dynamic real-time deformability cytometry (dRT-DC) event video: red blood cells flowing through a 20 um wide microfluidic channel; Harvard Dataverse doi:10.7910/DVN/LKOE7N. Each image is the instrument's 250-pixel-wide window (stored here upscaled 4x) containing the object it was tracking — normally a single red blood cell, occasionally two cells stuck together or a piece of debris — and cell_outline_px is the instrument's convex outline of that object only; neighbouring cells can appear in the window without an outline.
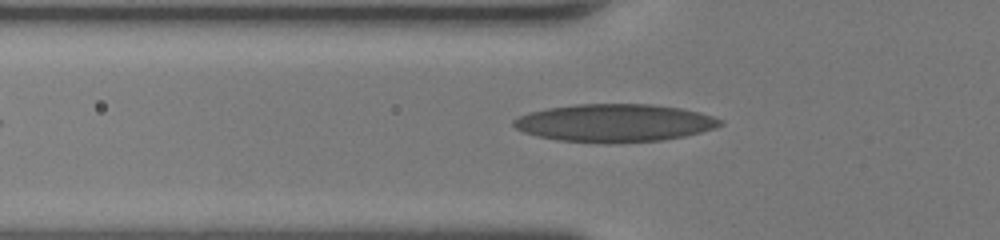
{"species": "human", "species_latin": "Homo sapiens", "temperature_condition": "room temperature", "stored_images_in_passage": 29, "camera_frame_rate_fps": 3000, "um_per_image_px": 0.085, "donor": {"sex": "female"}, "frame": {"image": 1, "passage_image": 2, "time_ms": 0.333, "image_size_px": [1000, 240], "cell_outline_px": [[724, 124], [716, 128], [684, 136], [664, 140], [620, 144], [604, 144], [556, 140], [536, 136], [524, 132], [516, 128], [512, 124], [512, 120], [516, 116], [528, 112], [548, 108], [572, 104], [652, 104], [680, 108], [700, 112], [724, 120]], "centroid_in_image_um": [52.22, 10.46], "position_along_channel_um": 73.6, "area_um2": 46.36}}
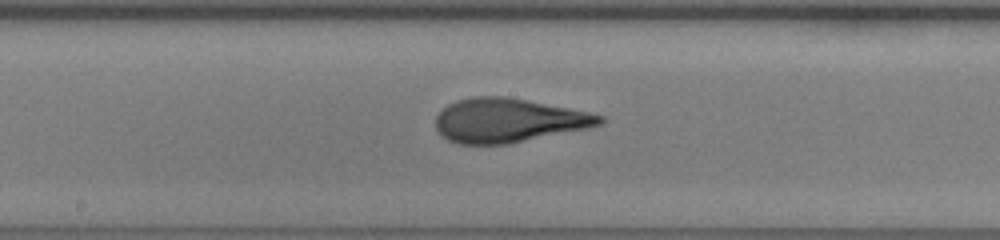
{"frame": {"image": 2, "passage_image": 11, "time_ms": 3.333, "image_size_px": [1000, 240], "cell_outline_px": [[604, 120], [600, 124], [588, 128], [508, 144], [456, 144], [448, 140], [436, 132], [436, 116], [448, 104], [456, 100], [472, 96], [504, 96], [528, 100], [588, 112], [604, 116]], "centroid_in_image_um": [43.16, 10.23], "position_along_channel_um": 205.0, "area_um2": 42.08}}
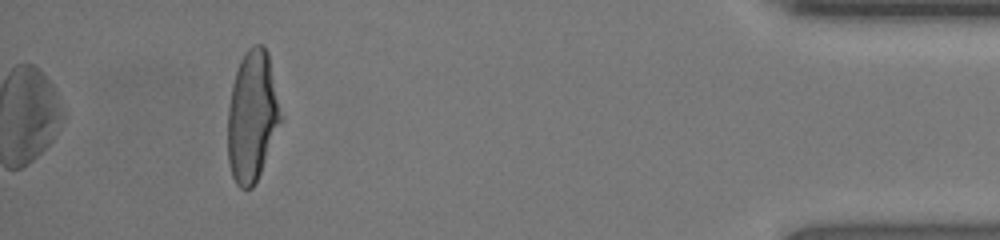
{"frame": {"image": 3, "passage_image": 29, "time_ms": 9.333, "image_size_px": [1000, 240], "cell_outline_px": [[280, 120], [256, 184], [252, 188], [240, 188], [236, 184], [232, 176], [228, 164], [228, 108], [232, 84], [240, 60], [244, 52], [252, 44], [260, 44], [268, 52], [280, 116]], "centroid_in_image_um": [21.38, 9.9], "position_along_channel_um": 413.8, "area_um2": 39.59}, "authors_computed_cell_mechanics": {"area_um2": 41.905, "velocity_mm_per_s": 4.4223, "shape_relaxation_time_tau1_ms": 6.9391, "shape_relaxation_time_tau2_ms": 0.876, "deformation_change_tau1": 0.2985, "deformation_change_tau2": 0.0872}}